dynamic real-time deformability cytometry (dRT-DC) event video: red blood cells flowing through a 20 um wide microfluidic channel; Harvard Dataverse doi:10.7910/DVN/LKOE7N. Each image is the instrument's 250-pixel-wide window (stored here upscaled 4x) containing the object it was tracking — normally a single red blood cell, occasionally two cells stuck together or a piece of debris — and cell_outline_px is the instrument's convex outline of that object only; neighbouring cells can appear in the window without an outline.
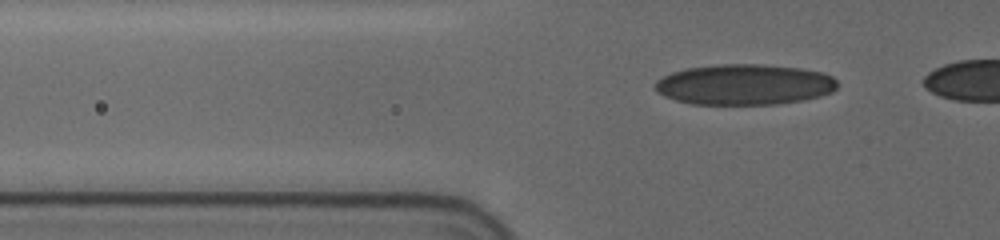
{"species": "human", "species_latin": "Homo sapiens", "temperature_condition": "cold", "stored_images_in_passage": 35, "camera_frame_rate_fps": 3000, "um_per_image_px": 0.085, "donor": {"sex": "female"}, "frame": {"image": 1, "passage_image": 4, "time_ms": 1.0, "image_size_px": [1000, 240], "cell_outline_px": [[836, 88], [832, 92], [820, 96], [800, 100], [776, 104], [692, 104], [676, 100], [664, 96], [656, 92], [656, 80], [672, 72], [688, 68], [716, 64], [764, 64], [800, 68], [824, 72], [832, 76], [836, 80]], "centroid_in_image_um": [63.28, 7.18], "position_along_channel_um": 62.5, "area_um2": 43.18}}
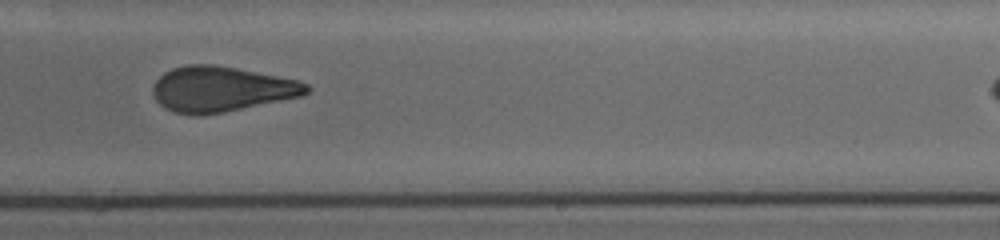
{"frame": {"image": 2, "passage_image": 22, "time_ms": 7.0, "image_size_px": [1000, 240], "cell_outline_px": [[312, 88], [308, 92], [300, 96], [224, 112], [200, 116], [196, 116], [176, 112], [164, 108], [156, 100], [152, 92], [152, 88], [156, 80], [164, 72], [172, 68], [188, 64], [216, 64], [296, 80], [308, 84]], "centroid_in_image_um": [18.76, 7.57], "position_along_channel_um": 270.2, "area_um2": 40.4}}
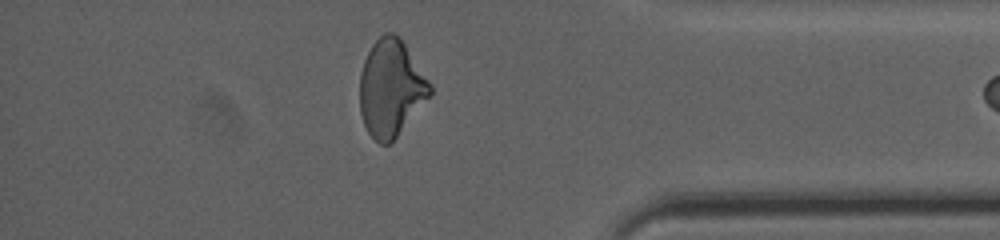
{"frame": {"image": 3, "passage_image": 34, "time_ms": 11.0, "image_size_px": [1000, 240], "cell_outline_px": [[432, 92], [396, 136], [388, 144], [380, 144], [368, 132], [364, 124], [360, 112], [360, 72], [364, 60], [372, 44], [384, 32], [392, 32], [400, 36], [432, 84]], "centroid_in_image_um": [33.22, 7.44], "position_along_channel_um": 402.0, "area_um2": 39.25}}